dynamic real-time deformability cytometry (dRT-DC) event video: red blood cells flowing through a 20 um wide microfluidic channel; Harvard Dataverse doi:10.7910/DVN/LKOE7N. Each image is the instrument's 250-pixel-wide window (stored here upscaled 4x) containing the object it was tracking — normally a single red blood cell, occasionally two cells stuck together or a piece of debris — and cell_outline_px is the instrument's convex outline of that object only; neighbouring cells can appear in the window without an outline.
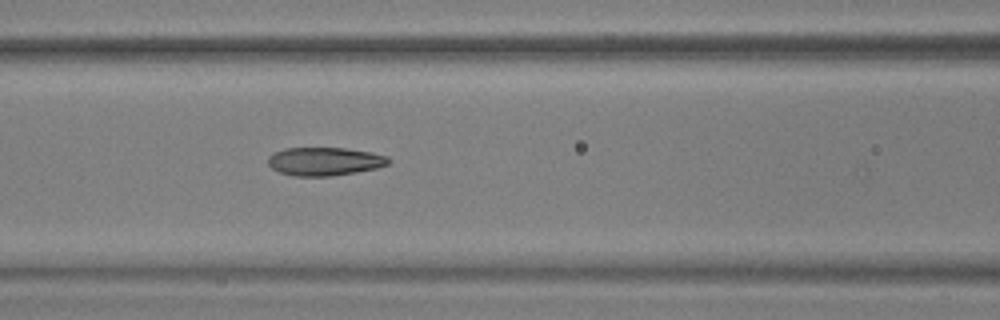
{"species": "common noctule bat (a hibernating species)", "species_latin": "Nyctalus noctula", "temperature_condition": "warm", "stored_images_in_passage": 24, "camera_frame_rate_fps": 3000, "um_per_image_px": 0.085, "animal": {"sex": "male", "body_mass_g": 17.9, "forearm_length_mm": 54.2}, "frame": {"image": 1, "passage_image": 23, "time_ms": 7.333, "image_size_px": [1000, 320], "cell_outline_px": [[388, 164], [376, 168], [356, 172], [332, 176], [292, 176], [280, 172], [272, 168], [268, 164], [268, 156], [284, 148], [344, 148], [372, 152], [388, 156]], "centroid_in_image_um": [27.58, 13.72], "position_along_channel_um": 139.0, "area_um2": 19.83}}